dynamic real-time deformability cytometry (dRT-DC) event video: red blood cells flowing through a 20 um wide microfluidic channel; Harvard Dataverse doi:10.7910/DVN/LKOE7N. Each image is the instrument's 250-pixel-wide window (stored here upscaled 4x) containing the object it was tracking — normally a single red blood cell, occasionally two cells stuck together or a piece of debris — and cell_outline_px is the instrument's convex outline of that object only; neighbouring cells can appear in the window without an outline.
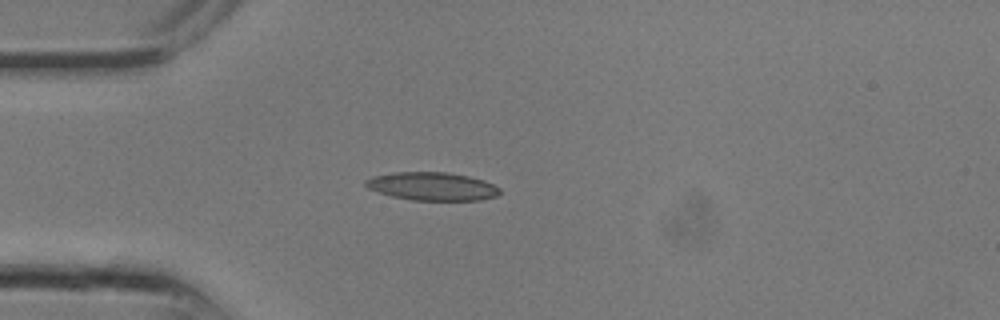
{"species": "common noctule bat (a hibernating species)", "species_latin": "Nyctalus noctula", "temperature_condition": "room temperature", "stored_images_in_passage": 11, "camera_frame_rate_fps": 3000, "um_per_image_px": 0.085, "animal": {"sex": "male", "body_mass_g": 13.3}, "frame": {"image": 1, "passage_image": 7, "time_ms": 2.0, "image_size_px": [1000, 320], "cell_outline_px": [[500, 192], [496, 196], [480, 200], [412, 200], [392, 196], [368, 188], [364, 184], [364, 180], [372, 176], [392, 172], [448, 172], [468, 176], [484, 180], [500, 188]], "centroid_in_image_um": [36.72, 15.83], "position_along_channel_um": 48.3, "area_um2": 22.02}}
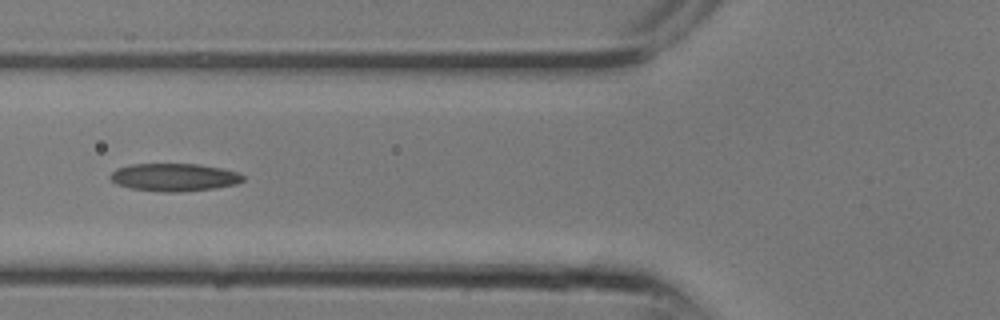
{"frame": {"image": 2, "passage_image": 10, "time_ms": 3.0, "image_size_px": [1000, 320], "cell_outline_px": [[244, 180], [236, 184], [216, 188], [180, 192], [164, 192], [128, 188], [116, 184], [108, 176], [116, 168], [132, 164], [200, 164], [220, 168], [236, 172], [244, 176]], "centroid_in_image_um": [14.78, 15.07], "position_along_channel_um": 111.0, "area_um2": 21.56}}